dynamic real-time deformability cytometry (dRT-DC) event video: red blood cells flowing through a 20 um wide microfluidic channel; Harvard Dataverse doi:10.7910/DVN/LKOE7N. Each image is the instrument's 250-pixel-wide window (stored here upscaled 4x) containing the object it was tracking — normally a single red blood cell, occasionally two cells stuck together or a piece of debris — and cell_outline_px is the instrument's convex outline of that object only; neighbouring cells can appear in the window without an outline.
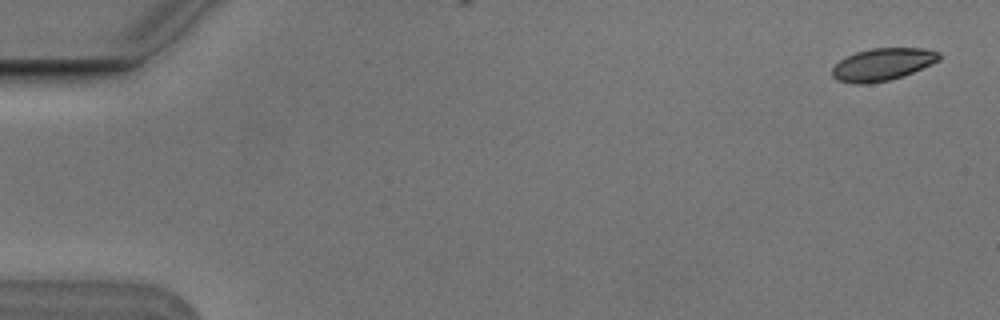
{"species": "Egyptian fruit bat (a non-hibernating species)", "species_latin": "Rousettus aegyptiacus", "temperature_condition": "cold", "stored_images_in_passage": 2, "camera_frame_rate_fps": 3000, "um_per_image_px": 0.085, "animal": {"sex": "male"}, "frame": {"image": 1, "passage_image": 1, "time_ms": 0.0, "image_size_px": [1000, 320], "cell_outline_px": [[940, 60], [932, 64], [904, 76], [888, 80], [868, 84], [852, 84], [836, 80], [832, 76], [832, 68], [840, 60], [856, 52], [872, 48], [924, 48], [940, 52]], "centroid_in_image_um": [75.02, 5.48], "position_along_channel_um": 10.0, "area_um2": 20.29}}